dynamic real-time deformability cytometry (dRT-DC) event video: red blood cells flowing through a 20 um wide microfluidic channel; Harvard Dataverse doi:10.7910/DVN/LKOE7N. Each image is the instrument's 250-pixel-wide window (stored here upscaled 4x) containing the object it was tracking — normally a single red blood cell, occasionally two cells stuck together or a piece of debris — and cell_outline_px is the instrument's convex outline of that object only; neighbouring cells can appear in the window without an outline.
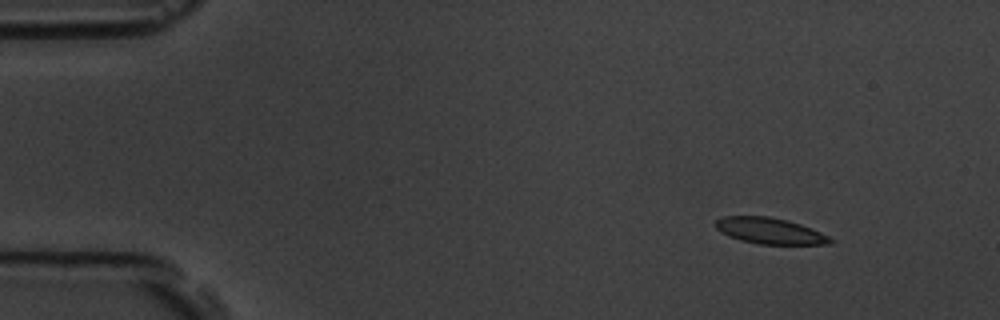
{"species": "common noctule bat (a hibernating species)", "species_latin": "Nyctalus noctula", "temperature_condition": "room temperature", "stored_images_in_passage": 5, "camera_frame_rate_fps": 3000, "um_per_image_px": 0.085, "animal": {"sex": "male", "body_mass_g": 19.5, "forearm_length_mm": 54.6}, "frame": {"image": 1, "passage_image": 2, "time_ms": 1.0, "image_size_px": [1000, 320], "cell_outline_px": [[836, 240], [832, 244], [760, 244], [740, 240], [728, 236], [720, 232], [712, 224], [716, 220], [724, 216], [768, 216], [788, 220], [812, 228]], "centroid_in_image_um": [65.42, 19.62], "position_along_channel_um": 19.6, "area_um2": 17.63}}
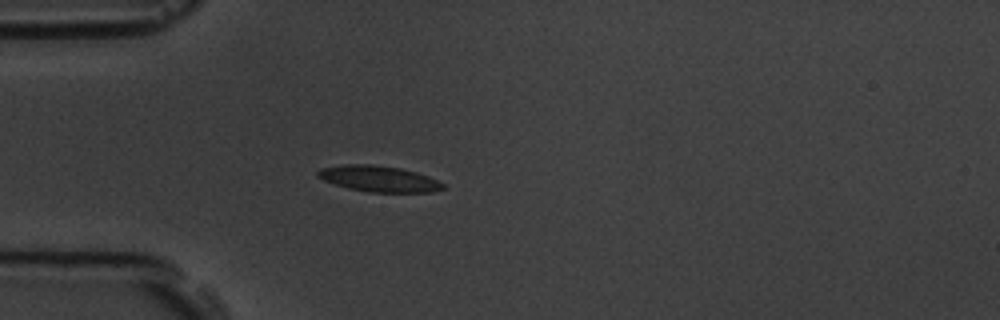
{"frame": {"image": 2, "passage_image": 4, "time_ms": 4.333, "image_size_px": [1000, 320], "cell_outline_px": [[444, 188], [432, 192], [368, 192], [348, 188], [324, 180], [316, 176], [316, 172], [320, 168], [344, 164], [372, 164], [400, 168], [416, 172], [428, 176], [444, 184]], "centroid_in_image_um": [32.18, 15.19], "position_along_channel_um": 52.8, "area_um2": 18.9}}